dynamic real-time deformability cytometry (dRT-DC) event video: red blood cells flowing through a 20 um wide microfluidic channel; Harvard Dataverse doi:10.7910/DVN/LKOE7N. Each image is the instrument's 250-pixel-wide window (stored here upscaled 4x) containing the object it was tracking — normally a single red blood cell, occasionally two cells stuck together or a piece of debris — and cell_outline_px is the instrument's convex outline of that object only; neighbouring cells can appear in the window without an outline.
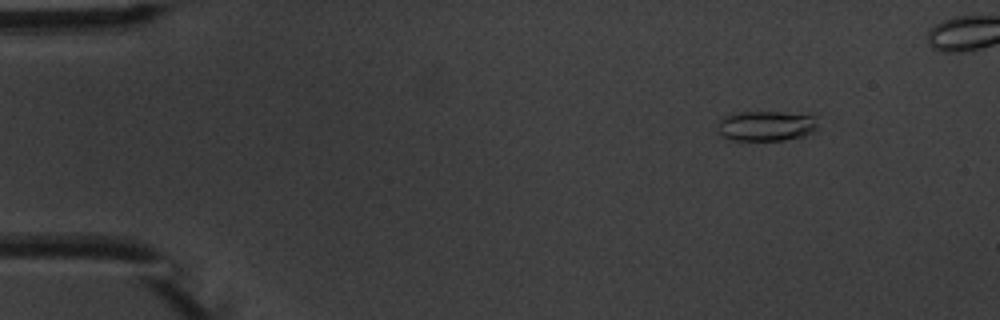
{"species": "common noctule bat (a hibernating species)", "species_latin": "Nyctalus noctula", "temperature_condition": "warm", "stored_images_in_passage": 5, "camera_frame_rate_fps": 3000, "um_per_image_px": 0.085, "animal": {"sex": "male", "body_mass_g": 20.1, "forearm_length_mm": 53.5}, "frame": {"image": 1, "passage_image": 2, "time_ms": 1.0, "image_size_px": [1000, 320], "cell_outline_px": [[820, 128], [816, 132], [804, 136], [784, 140], [728, 140], [720, 132], [716, 124], [724, 116], [740, 112], [816, 112], [820, 116]], "centroid_in_image_um": [65.33, 10.67], "position_along_channel_um": 19.7, "area_um2": 18.61}}